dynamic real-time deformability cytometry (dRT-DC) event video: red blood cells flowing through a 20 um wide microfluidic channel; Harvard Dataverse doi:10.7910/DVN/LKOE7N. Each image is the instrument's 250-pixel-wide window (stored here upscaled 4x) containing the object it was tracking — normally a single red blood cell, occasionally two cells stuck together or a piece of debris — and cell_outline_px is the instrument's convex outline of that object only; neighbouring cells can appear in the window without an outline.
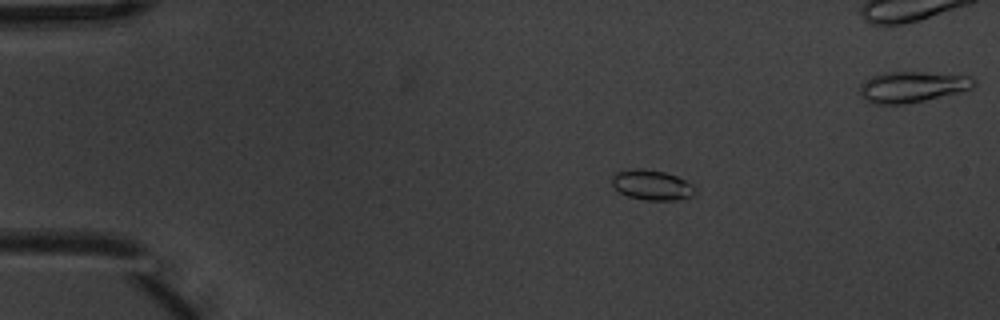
{"species": "common noctule bat (a hibernating species)", "species_latin": "Nyctalus noctula", "temperature_condition": "warm", "stored_images_in_passage": 6, "camera_frame_rate_fps": 3000, "um_per_image_px": 0.085, "animal": {"sex": "male", "body_mass_g": 20.1, "forearm_length_mm": 53.5}, "frame": {"image": 1, "passage_image": 4, "time_ms": 1.0, "image_size_px": [1000, 320], "cell_outline_px": [[696, 192], [692, 196], [676, 200], [648, 200], [628, 196], [620, 192], [612, 184], [612, 176], [616, 172], [636, 168], [640, 168], [664, 172], [676, 176], [692, 184]], "centroid_in_image_um": [55.41, 15.72], "position_along_channel_um": 29.6, "area_um2": 14.39}}